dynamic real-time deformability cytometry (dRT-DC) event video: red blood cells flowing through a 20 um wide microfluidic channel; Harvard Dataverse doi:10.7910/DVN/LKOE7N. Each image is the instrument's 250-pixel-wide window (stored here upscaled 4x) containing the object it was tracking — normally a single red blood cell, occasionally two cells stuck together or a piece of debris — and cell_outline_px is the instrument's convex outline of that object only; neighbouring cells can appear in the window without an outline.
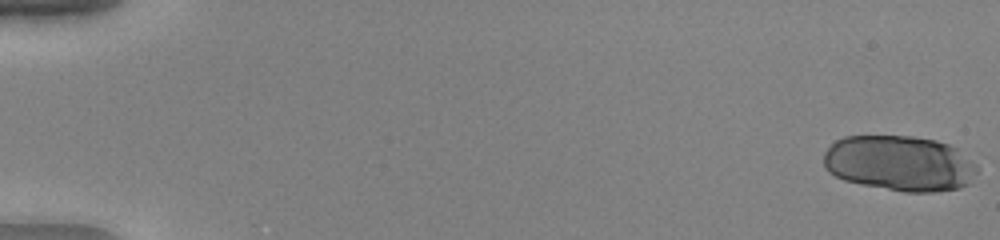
{"species": "human", "species_latin": "Homo sapiens", "temperature_condition": "warm", "stored_images_in_passage": 53, "camera_frame_rate_fps": 3000, "um_per_image_px": 0.085, "donor": {"sex": "female"}, "frame": {"image": 1, "passage_image": 1, "time_ms": 0.0, "image_size_px": [1000, 240], "cell_outline_px": [[980, 168], [968, 184], [960, 188], [932, 192], [904, 192], [860, 184], [844, 180], [828, 172], [824, 168], [824, 152], [836, 140], [844, 136], [912, 136], [936, 140], [948, 144], [956, 148], [976, 164]], "centroid_in_image_um": [76.46, 13.88], "position_along_channel_um": 8.5, "area_um2": 49.88}}
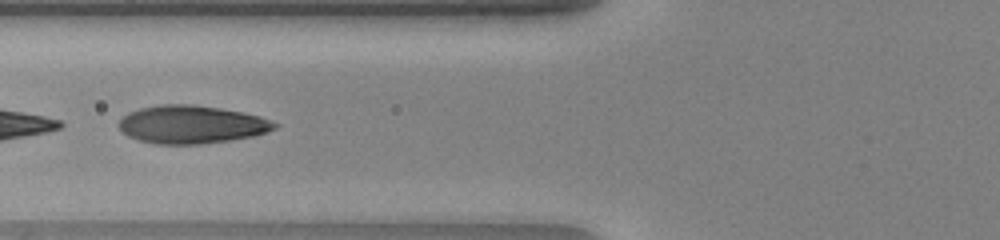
{"frame": {"image": 2, "passage_image": 23, "time_ms": 7.333, "image_size_px": [1000, 240], "cell_outline_px": [[280, 124], [276, 128], [252, 136], [228, 140], [200, 144], [156, 144], [140, 140], [128, 136], [120, 128], [120, 120], [128, 112], [140, 108], [160, 104], [192, 104], [220, 108], [244, 112], [260, 116]], "centroid_in_image_um": [16.29, 10.57], "position_along_channel_um": 109.5, "area_um2": 34.33}}
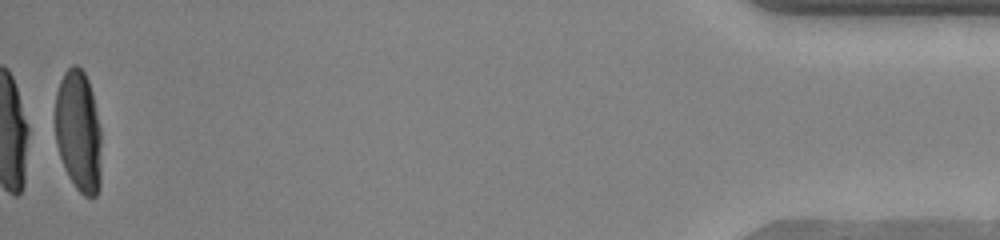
{"frame": {"image": 3, "passage_image": 53, "time_ms": 17.333, "image_size_px": [1000, 240], "cell_outline_px": [[100, 188], [96, 196], [84, 196], [76, 188], [68, 176], [64, 168], [56, 144], [56, 92], [60, 80], [64, 72], [72, 64], [76, 64], [84, 72], [88, 80], [92, 92], [100, 128]], "centroid_in_image_um": [6.67, 11.15], "position_along_channel_um": 428.5, "area_um2": 32.71}, "authors_computed_cell_mechanics": {"area_um2": 35.2002, "velocity_mm_per_s": 4.0179, "shape_relaxation_time_tau1_ms": 3.3342, "shape_relaxation_time_tau2_ms": null, "deformation_change_tau1": 0.2234, "deformation_change_tau2": null}}